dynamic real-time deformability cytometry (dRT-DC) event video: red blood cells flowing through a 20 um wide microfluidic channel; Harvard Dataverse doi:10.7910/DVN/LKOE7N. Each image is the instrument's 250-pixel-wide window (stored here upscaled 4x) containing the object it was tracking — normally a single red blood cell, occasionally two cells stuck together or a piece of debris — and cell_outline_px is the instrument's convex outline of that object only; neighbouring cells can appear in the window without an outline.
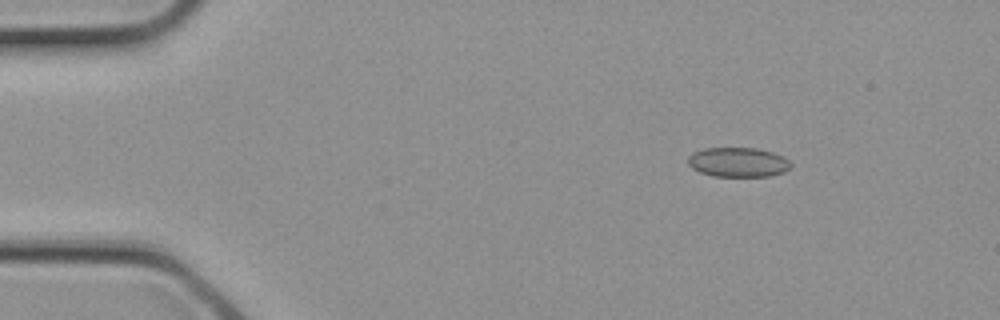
{"species": "common noctule bat (a hibernating species)", "species_latin": "Nyctalus noctula", "temperature_condition": "cold", "stored_images_in_passage": 1, "camera_frame_rate_fps": 3000, "um_per_image_px": 0.085, "animal": {"sex": "female", "body_mass_g": 21.9}, "frame": {"image": 1, "passage_image": 1, "time_ms": 0.0, "image_size_px": [1000, 320], "cell_outline_px": [[792, 168], [784, 172], [772, 176], [712, 176], [700, 172], [692, 168], [688, 164], [688, 156], [692, 152], [704, 148], [756, 148], [772, 152], [784, 156], [792, 164]], "centroid_in_image_um": [62.75, 13.79], "position_along_channel_um": 22.2, "area_um2": 17.92}}